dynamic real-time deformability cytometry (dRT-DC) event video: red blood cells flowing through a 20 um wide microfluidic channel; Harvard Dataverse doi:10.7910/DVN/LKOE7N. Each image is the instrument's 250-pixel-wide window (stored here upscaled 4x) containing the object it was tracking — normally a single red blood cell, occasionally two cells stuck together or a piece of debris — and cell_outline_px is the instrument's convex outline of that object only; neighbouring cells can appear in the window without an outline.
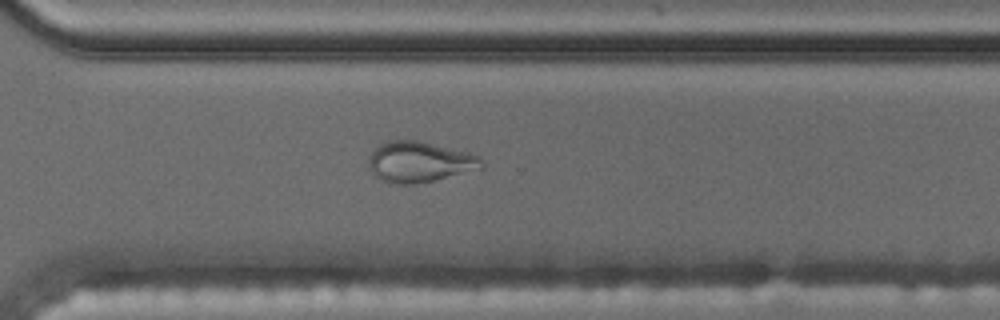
{"species": "common noctule bat (a hibernating species)", "species_latin": "Nyctalus noctula", "temperature_condition": "cold", "stored_images_in_passage": 58, "camera_frame_rate_fps": 3000, "um_per_image_px": 0.085, "animal": {"sex": "male", "body_mass_g": 17.5, "forearm_length_mm": 52.3}, "frame": {"image": 1, "passage_image": 42, "time_ms": 13.667, "image_size_px": [1000, 320], "cell_outline_px": [[484, 168], [416, 184], [396, 184], [380, 180], [372, 172], [368, 164], [368, 160], [372, 152], [380, 144], [388, 140], [416, 140], [468, 152], [484, 160]], "centroid_in_image_um": [35.65, 13.76], "position_along_channel_um": 334.9, "area_um2": 26.65}, "authors_computed_cell_mechanics": {"area_um2": 20.4323, "velocity_mm_per_s": 3.5113, "shape_relaxation_time_tau1_ms": null, "shape_relaxation_time_tau2_ms": 1.6449, "deformation_change_tau1": null, "deformation_change_tau2": 0.0795}}